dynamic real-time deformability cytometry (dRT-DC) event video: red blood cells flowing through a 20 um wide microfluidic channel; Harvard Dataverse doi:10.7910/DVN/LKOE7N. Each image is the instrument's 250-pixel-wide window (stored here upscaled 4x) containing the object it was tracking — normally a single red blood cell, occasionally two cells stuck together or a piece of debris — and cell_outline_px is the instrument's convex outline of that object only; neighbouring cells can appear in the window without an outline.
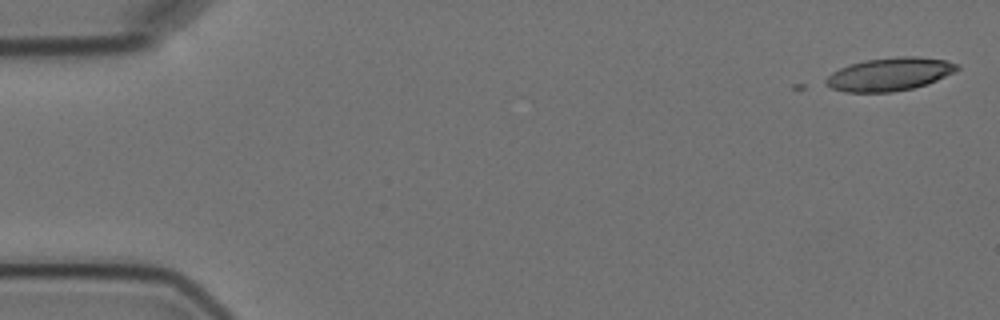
{"species": "Egyptian fruit bat (a non-hibernating species)", "species_latin": "Rousettus aegyptiacus", "temperature_condition": "cold", "stored_images_in_passage": 2, "camera_frame_rate_fps": 3000, "um_per_image_px": 0.085, "animal": {"sex": "female"}, "frame": {"image": 1, "passage_image": 2, "time_ms": 1.333, "image_size_px": [1000, 320], "cell_outline_px": [[960, 68], [956, 72], [928, 84], [912, 88], [892, 92], [844, 92], [832, 88], [824, 84], [824, 80], [832, 72], [840, 68], [864, 60], [900, 56], [916, 56], [944, 60], [960, 64]], "centroid_in_image_um": [75.64, 6.31], "position_along_channel_um": 9.4, "area_um2": 25.43}}